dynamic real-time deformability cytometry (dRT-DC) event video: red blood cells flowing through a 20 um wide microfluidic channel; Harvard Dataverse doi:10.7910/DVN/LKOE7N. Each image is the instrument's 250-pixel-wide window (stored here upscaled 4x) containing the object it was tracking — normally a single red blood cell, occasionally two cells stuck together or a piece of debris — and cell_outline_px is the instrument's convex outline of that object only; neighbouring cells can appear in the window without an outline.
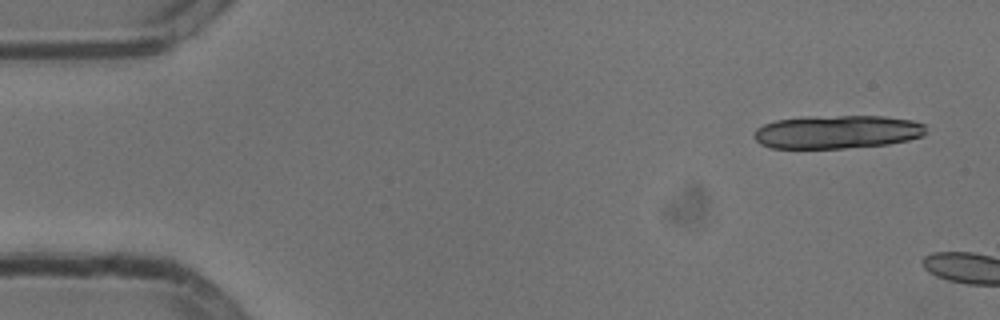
{"species": "common noctule bat (a hibernating species)", "species_latin": "Nyctalus noctula", "temperature_condition": "cold", "stored_images_in_passage": 8, "camera_frame_rate_fps": 3000, "um_per_image_px": 0.085, "animal": {"sex": "male", "body_mass_g": 13.3}, "frame": {"image": 1, "passage_image": 1, "time_ms": 0.0, "image_size_px": [1000, 320], "cell_outline_px": [[924, 136], [908, 140], [888, 144], [844, 148], [772, 148], [760, 144], [752, 136], [752, 132], [756, 128], [764, 124], [776, 120], [812, 116], [884, 116], [912, 120], [924, 124]], "centroid_in_image_um": [71.12, 11.21], "position_along_channel_um": 13.9, "area_um2": 33.52}}